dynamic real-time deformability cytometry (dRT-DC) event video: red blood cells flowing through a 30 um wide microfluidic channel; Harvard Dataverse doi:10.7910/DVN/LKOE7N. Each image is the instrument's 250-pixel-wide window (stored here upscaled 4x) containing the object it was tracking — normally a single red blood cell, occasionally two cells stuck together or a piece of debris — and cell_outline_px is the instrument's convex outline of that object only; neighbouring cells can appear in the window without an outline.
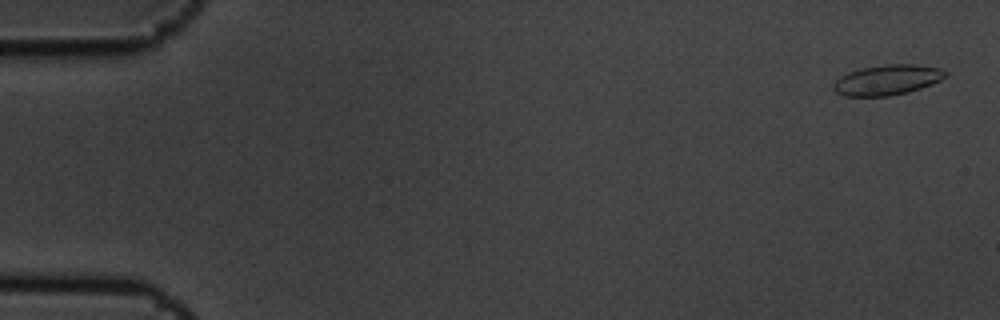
{"species": "common noctule bat (a hibernating species)", "species_latin": "Nyctalus noctula", "temperature_condition": "cold", "stored_images_in_passage": 5, "camera_frame_rate_fps": 3000, "um_per_image_px": 0.085, "animal": {"sex": "male", "body_mass_g": 19.5, "forearm_length_mm": 54.6}, "frame": {"image": 1, "passage_image": 1, "time_ms": 0.0, "image_size_px": [1000, 320], "cell_outline_px": [[948, 72], [940, 80], [920, 88], [908, 92], [888, 96], [844, 96], [836, 92], [832, 88], [832, 84], [840, 76], [848, 72], [860, 68], [884, 64], [916, 64], [940, 68]], "centroid_in_image_um": [75.37, 6.78], "position_along_channel_um": 9.6, "area_um2": 19.77}}
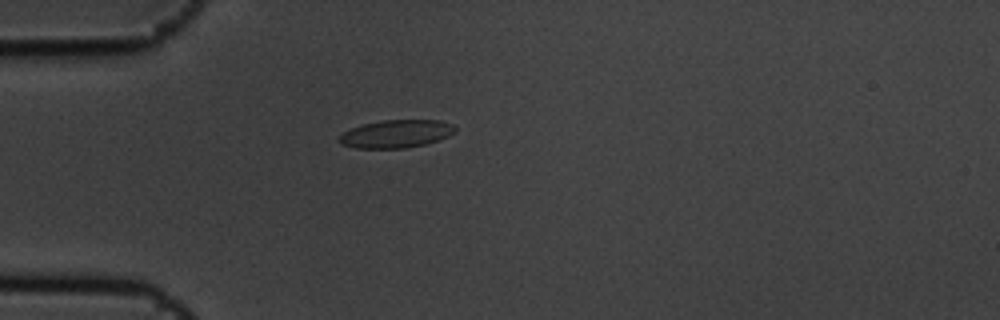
{"frame": {"image": 2, "passage_image": 5, "time_ms": 1.333, "image_size_px": [1000, 320], "cell_outline_px": [[456, 128], [448, 136], [424, 144], [404, 148], [356, 148], [340, 144], [340, 136], [344, 132], [352, 128], [364, 124], [384, 120], [440, 120], [452, 124]], "centroid_in_image_um": [33.66, 11.37], "position_along_channel_um": 51.3, "area_um2": 18.5}}